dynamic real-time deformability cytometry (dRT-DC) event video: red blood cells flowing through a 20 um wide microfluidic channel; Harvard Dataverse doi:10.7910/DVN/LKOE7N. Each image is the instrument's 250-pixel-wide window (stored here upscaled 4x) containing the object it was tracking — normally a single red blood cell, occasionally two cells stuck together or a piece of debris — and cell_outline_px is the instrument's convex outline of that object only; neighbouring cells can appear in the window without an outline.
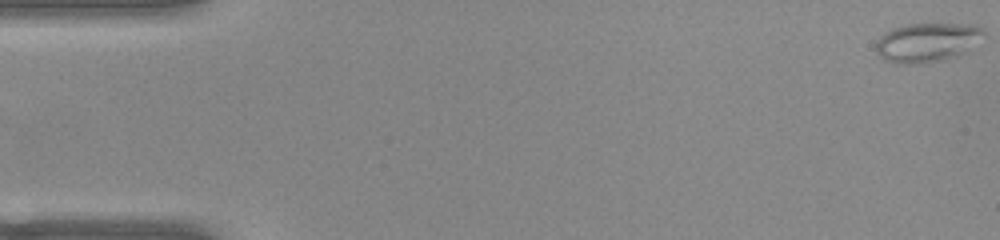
{"species": "common noctule bat (a hibernating species)", "species_latin": "Nyctalus noctula", "temperature_condition": "warm", "stored_images_in_passage": 23, "camera_frame_rate_fps": 3000, "um_per_image_px": 0.085, "animal": {"sex": "female", "body_mass_g": 22.0, "forearm_length_mm": 56.7}, "frame": {"image": 1, "passage_image": 1, "time_ms": 0.0, "image_size_px": [1000, 240], "cell_outline_px": [[984, 32], [968, 52], [944, 60], [920, 64], [896, 64], [884, 60], [876, 52], [876, 40], [884, 32], [892, 28], [904, 24], [972, 24], [980, 28]], "centroid_in_image_um": [78.74, 3.62], "position_along_channel_um": 6.3, "area_um2": 24.8}}
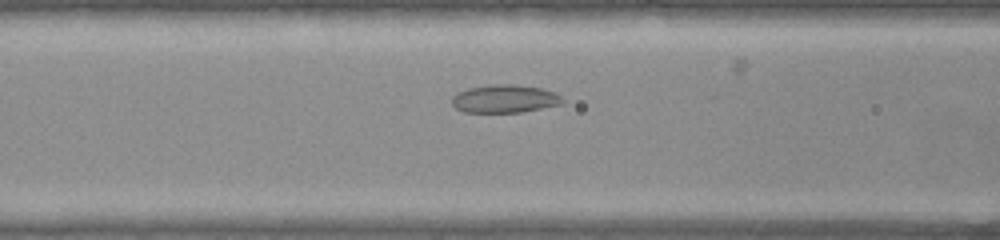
{"frame": {"image": 2, "passage_image": 21, "time_ms": 6.667, "image_size_px": [1000, 240], "cell_outline_px": [[564, 104], [520, 112], [464, 112], [456, 108], [452, 104], [452, 96], [456, 92], [468, 88], [492, 84], [512, 84], [540, 88], [556, 92], [564, 100]], "centroid_in_image_um": [42.9, 8.39], "position_along_channel_um": 123.7, "area_um2": 18.15}}